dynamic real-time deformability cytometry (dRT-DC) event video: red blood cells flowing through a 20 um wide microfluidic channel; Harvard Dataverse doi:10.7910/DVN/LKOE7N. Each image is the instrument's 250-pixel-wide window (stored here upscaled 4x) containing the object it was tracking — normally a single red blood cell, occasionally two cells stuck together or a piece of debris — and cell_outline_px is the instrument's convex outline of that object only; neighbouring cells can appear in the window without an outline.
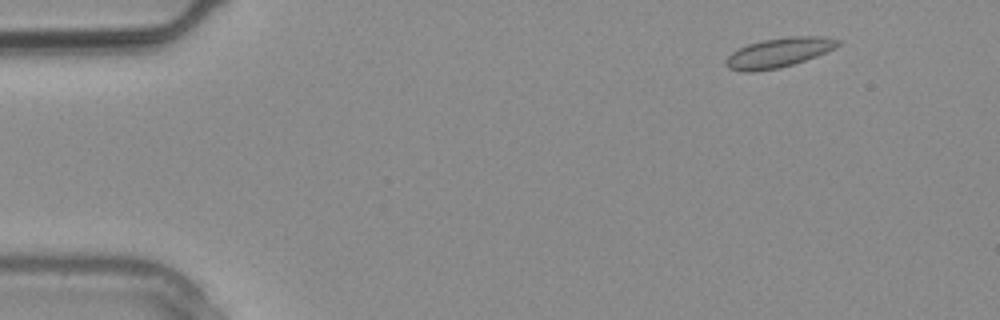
{"species": "common noctule bat (a hibernating species)", "species_latin": "Nyctalus noctula", "temperature_condition": "warm", "stored_images_in_passage": 2, "camera_frame_rate_fps": 3000, "um_per_image_px": 0.085, "animal": {"sex": "male", "body_mass_g": 20.4}, "frame": {"image": 1, "passage_image": 1, "time_ms": 0.0, "image_size_px": [1000, 320], "cell_outline_px": [[840, 44], [836, 48], [816, 56], [792, 64], [776, 68], [756, 72], [740, 72], [728, 68], [724, 64], [724, 60], [732, 52], [748, 44], [764, 40], [792, 36], [824, 36], [840, 40]], "centroid_in_image_um": [66.17, 4.48], "position_along_channel_um": 18.8, "area_um2": 19.25}}